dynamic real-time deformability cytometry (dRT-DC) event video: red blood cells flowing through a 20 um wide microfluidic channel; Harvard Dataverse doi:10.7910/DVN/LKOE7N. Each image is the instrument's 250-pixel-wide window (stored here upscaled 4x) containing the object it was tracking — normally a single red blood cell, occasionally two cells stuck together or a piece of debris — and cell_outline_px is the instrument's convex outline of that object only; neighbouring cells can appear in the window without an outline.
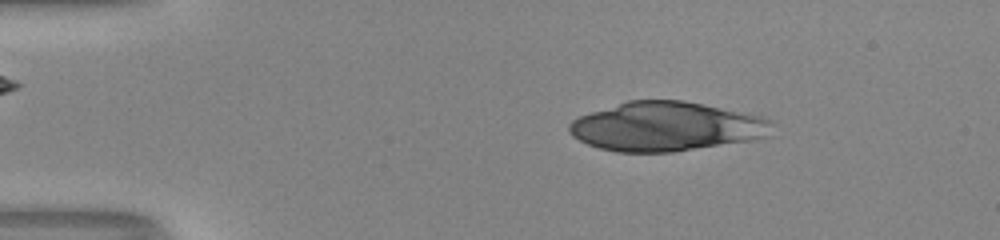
{"species": "human", "species_latin": "Homo sapiens", "temperature_condition": "room temperature", "stored_images_in_passage": 32, "camera_frame_rate_fps": 3000, "um_per_image_px": 0.085, "donor": {"sex": "male"}, "frame": {"image": 1, "passage_image": 1, "time_ms": 0.0, "image_size_px": [1000, 240], "cell_outline_px": [[772, 124], [764, 136], [748, 140], [672, 152], [616, 152], [600, 148], [588, 144], [572, 136], [568, 132], [568, 124], [572, 120], [580, 116], [628, 100], [684, 100], [760, 116], [772, 120]], "centroid_in_image_um": [56.55, 10.75], "position_along_channel_um": 28.5, "area_um2": 57.4}}